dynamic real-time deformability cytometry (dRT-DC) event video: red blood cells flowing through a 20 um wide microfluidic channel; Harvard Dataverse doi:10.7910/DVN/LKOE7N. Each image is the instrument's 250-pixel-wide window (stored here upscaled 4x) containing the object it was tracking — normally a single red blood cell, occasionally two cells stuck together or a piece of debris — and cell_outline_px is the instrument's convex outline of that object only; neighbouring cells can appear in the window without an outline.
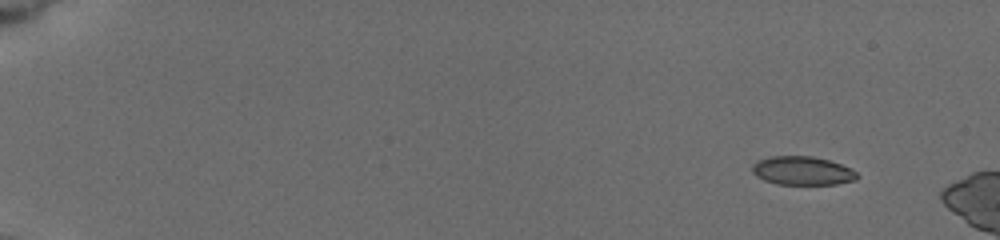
{"species": "common noctule bat (a hibernating species)", "species_latin": "Nyctalus noctula", "temperature_condition": "cold", "stored_images_in_passage": 5, "camera_frame_rate_fps": 3000, "um_per_image_px": 0.085, "animal": {"sex": "female", "body_mass_g": 19.5, "forearm_length_mm": 54.1}, "frame": {"image": 1, "passage_image": 1, "time_ms": 0.0, "image_size_px": [1000, 240], "cell_outline_px": [[860, 176], [856, 180], [836, 184], [776, 184], [764, 180], [756, 176], [752, 172], [752, 164], [768, 156], [812, 156], [828, 160], [852, 168]], "centroid_in_image_um": [68.21, 14.51], "position_along_channel_um": 16.8, "area_um2": 17.57}}